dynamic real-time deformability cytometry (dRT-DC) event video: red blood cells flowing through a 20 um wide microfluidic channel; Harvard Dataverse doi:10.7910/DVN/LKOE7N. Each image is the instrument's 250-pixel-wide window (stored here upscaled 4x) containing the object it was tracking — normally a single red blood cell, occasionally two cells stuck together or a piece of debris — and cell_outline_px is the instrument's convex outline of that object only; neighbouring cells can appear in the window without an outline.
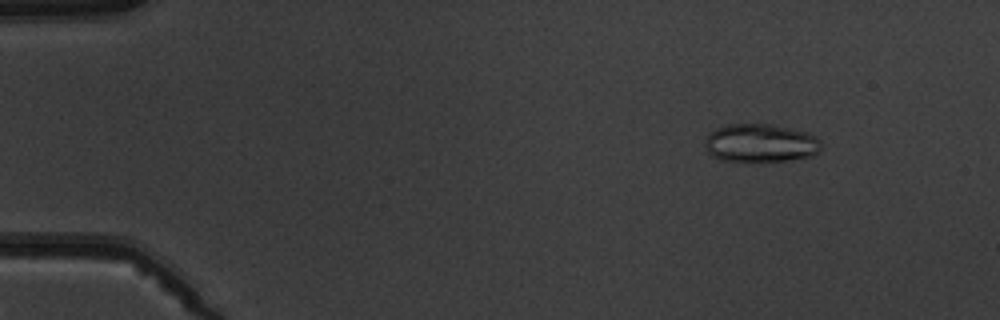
{"species": "common noctule bat (a hibernating species)", "species_latin": "Nyctalus noctula", "temperature_condition": "warm", "stored_images_in_passage": 5, "camera_frame_rate_fps": 3000, "um_per_image_px": 0.085, "animal": {"sex": "male", "body_mass_g": 19.5, "forearm_length_mm": 54.6}, "frame": {"image": 1, "passage_image": 2, "time_ms": 1.333, "image_size_px": [1000, 320], "cell_outline_px": [[820, 152], [812, 156], [788, 160], [720, 160], [712, 156], [708, 152], [704, 144], [704, 140], [708, 132], [716, 128], [728, 124], [772, 124], [808, 132], [816, 136], [820, 140]], "centroid_in_image_um": [64.63, 12.14], "position_along_channel_um": 20.4, "area_um2": 25.95}}